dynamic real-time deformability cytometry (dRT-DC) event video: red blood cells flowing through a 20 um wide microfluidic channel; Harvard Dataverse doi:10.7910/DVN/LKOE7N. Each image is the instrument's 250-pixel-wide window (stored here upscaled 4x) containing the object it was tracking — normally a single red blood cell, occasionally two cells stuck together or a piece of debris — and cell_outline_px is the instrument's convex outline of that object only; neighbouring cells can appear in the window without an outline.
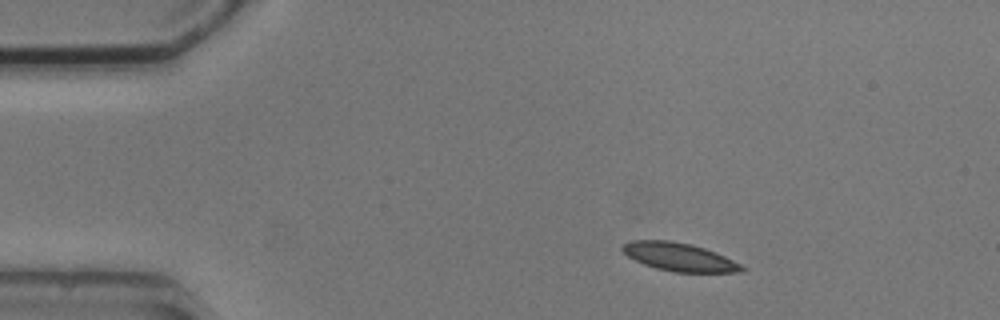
{"species": "common noctule bat (a hibernating species)", "species_latin": "Nyctalus noctula", "temperature_condition": "cold", "stored_images_in_passage": 4, "segment_of_instrument_passage": [1, 2], "camera_frame_rate_fps": 3000, "um_per_image_px": 0.085, "animal": {"sex": "male", "body_mass_g": 20.5, "forearm_length_mm": 52.5}, "frame": {"image": 1, "passage_image": 1, "time_ms": 0.0, "image_size_px": [1000, 320], "cell_outline_px": [[748, 268], [744, 272], [676, 272], [656, 268], [644, 264], [628, 256], [620, 248], [628, 240], [672, 240], [692, 244], [716, 252]], "centroid_in_image_um": [57.75, 21.83], "position_along_channel_um": 27.3, "area_um2": 19.65}}